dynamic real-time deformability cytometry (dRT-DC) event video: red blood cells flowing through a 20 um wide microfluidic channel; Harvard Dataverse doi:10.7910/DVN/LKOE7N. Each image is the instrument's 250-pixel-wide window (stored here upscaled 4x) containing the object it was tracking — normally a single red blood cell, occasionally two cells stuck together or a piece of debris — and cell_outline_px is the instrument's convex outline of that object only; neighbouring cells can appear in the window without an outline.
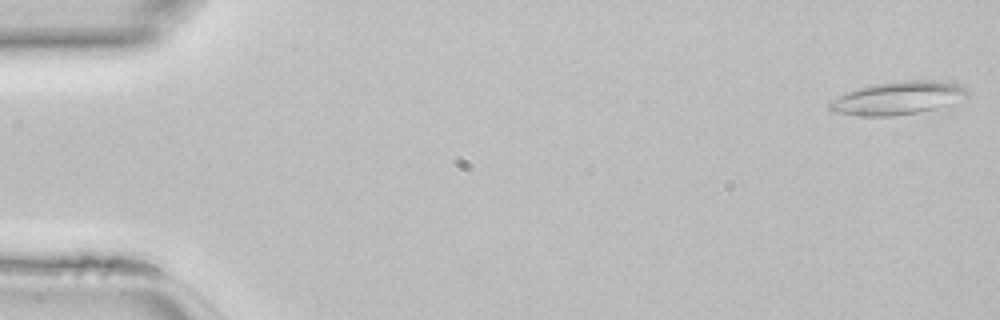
{"species": "common noctule bat (a hibernating species)", "species_latin": "Nyctalus noctula", "temperature_condition": "room temperature", "stored_images_in_passage": 13, "camera_frame_rate_fps": 3000, "um_per_image_px": 0.085, "animal": {"sex": "female", "body_mass_g": 22.7, "forearm_length_mm": 54.2}, "frame": {"image": 1, "passage_image": 1, "time_ms": 0.0, "image_size_px": [1000, 320], "cell_outline_px": [[972, 92], [968, 96], [936, 108], [896, 116], [860, 116], [832, 112], [828, 108], [828, 100], [848, 92], [872, 84], [904, 80], [944, 80], [968, 88]], "centroid_in_image_um": [76.31, 8.32], "position_along_channel_um": 8.7, "area_um2": 26.7}}